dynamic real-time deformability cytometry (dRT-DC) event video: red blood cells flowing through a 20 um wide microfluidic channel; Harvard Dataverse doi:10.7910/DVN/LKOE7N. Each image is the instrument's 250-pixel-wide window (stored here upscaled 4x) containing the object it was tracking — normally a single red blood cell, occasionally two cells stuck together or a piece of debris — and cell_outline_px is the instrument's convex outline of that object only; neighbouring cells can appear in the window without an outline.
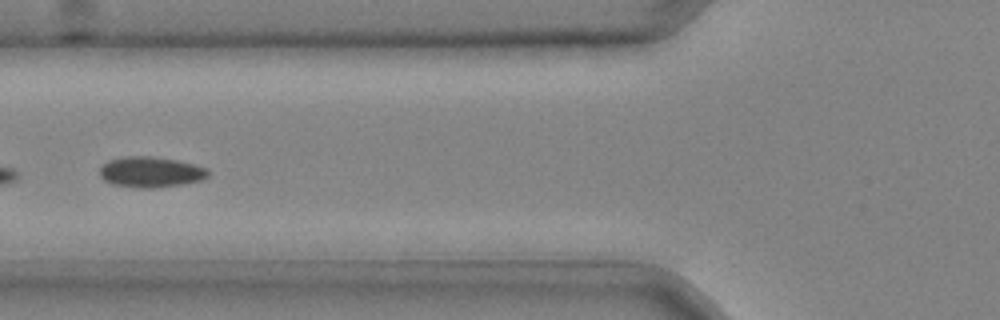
{"species": "common noctule bat (a hibernating species)", "species_latin": "Nyctalus noctula", "temperature_condition": "cold", "stored_images_in_passage": 14, "camera_frame_rate_fps": 3000, "um_per_image_px": 0.085, "animal": {"sex": "male", "body_mass_g": 20.4}, "frame": {"image": 1, "passage_image": 10, "time_ms": 3.0, "image_size_px": [1000, 320], "cell_outline_px": [[208, 176], [200, 180], [180, 184], [152, 188], [140, 188], [112, 184], [104, 180], [100, 176], [100, 164], [108, 160], [120, 156], [148, 156], [176, 160], [196, 164], [208, 168]], "centroid_in_image_um": [12.76, 14.61], "position_along_channel_um": 113.0, "area_um2": 19.42}}